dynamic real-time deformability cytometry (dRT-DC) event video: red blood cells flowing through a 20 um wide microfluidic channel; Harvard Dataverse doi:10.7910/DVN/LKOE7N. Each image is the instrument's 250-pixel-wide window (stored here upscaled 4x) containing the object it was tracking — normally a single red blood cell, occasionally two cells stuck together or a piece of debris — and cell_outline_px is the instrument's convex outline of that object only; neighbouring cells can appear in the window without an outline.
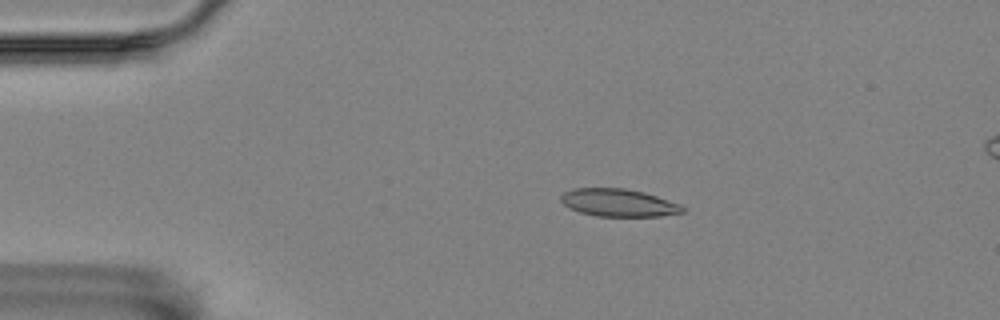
{"species": "Egyptian fruit bat (a non-hibernating species)", "species_latin": "Rousettus aegyptiacus", "temperature_condition": "room temperature", "stored_images_in_passage": 5, "camera_frame_rate_fps": 3000, "um_per_image_px": 0.085, "animal": {"sex": "female"}, "frame": {"image": 1, "passage_image": 3, "time_ms": 0.667, "image_size_px": [1000, 320], "cell_outline_px": [[684, 212], [660, 216], [596, 216], [580, 212], [568, 208], [560, 200], [560, 196], [564, 192], [572, 188], [624, 188], [644, 192], [680, 204], [684, 208]], "centroid_in_image_um": [52.54, 17.23], "position_along_channel_um": 32.5, "area_um2": 19.59}}